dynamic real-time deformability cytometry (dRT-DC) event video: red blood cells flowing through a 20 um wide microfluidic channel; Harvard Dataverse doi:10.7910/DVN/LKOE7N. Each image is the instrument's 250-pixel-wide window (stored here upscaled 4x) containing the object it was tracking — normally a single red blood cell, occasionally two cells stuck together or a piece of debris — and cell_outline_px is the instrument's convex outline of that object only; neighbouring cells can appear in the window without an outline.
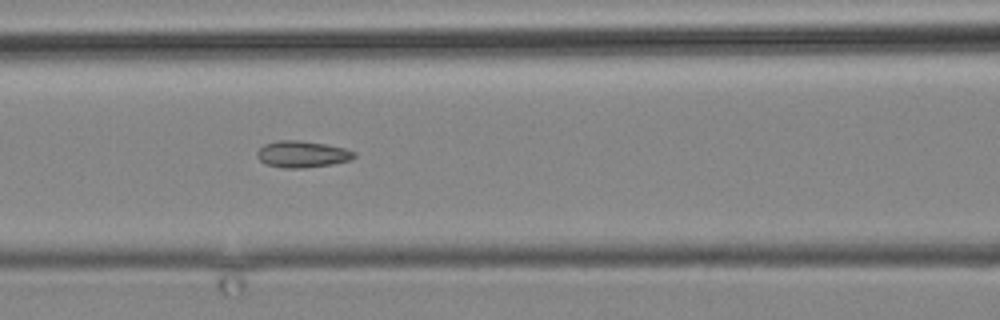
{"species": "common noctule bat (a hibernating species)", "species_latin": "Nyctalus noctula", "temperature_condition": "cold", "stored_images_in_passage": 4, "camera_frame_rate_fps": 3000, "um_per_image_px": 0.085, "animal": {"sex": "male", "body_mass_g": 19.2, "forearm_length_mm": 51.8}, "frame": {"image": 1, "passage_image": 4, "time_ms": 3.333, "image_size_px": [1000, 320], "cell_outline_px": [[356, 156], [352, 160], [332, 164], [304, 168], [284, 168], [268, 164], [260, 160], [256, 156], [256, 152], [264, 144], [276, 140], [300, 140], [324, 144], [344, 148], [356, 152]], "centroid_in_image_um": [25.7, 13.1], "position_along_channel_um": 140.9, "area_um2": 15.09}}